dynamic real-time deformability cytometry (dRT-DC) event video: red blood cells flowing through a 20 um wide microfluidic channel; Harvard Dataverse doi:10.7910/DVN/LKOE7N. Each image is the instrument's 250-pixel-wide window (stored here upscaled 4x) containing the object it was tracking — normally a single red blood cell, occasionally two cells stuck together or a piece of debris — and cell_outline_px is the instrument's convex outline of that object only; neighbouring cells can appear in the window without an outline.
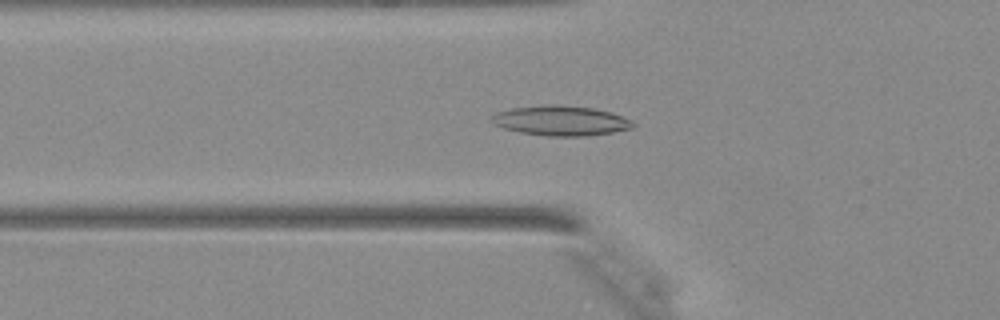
{"species": "Egyptian fruit bat (a non-hibernating species)", "species_latin": "Rousettus aegyptiacus", "temperature_condition": "warm", "stored_images_in_passage": 45, "camera_frame_rate_fps": 3000, "um_per_image_px": 0.085, "animal": {"sex": "female"}, "frame": {"image": 1, "passage_image": 17, "time_ms": 5.333, "image_size_px": [1000, 320], "cell_outline_px": [[636, 124], [632, 128], [612, 132], [588, 136], [548, 136], [520, 132], [504, 128], [496, 124], [492, 120], [492, 116], [496, 112], [512, 108], [556, 104], [560, 104], [596, 108], [632, 120]], "centroid_in_image_um": [47.7, 10.25], "position_along_channel_um": 78.1, "area_um2": 24.45}}
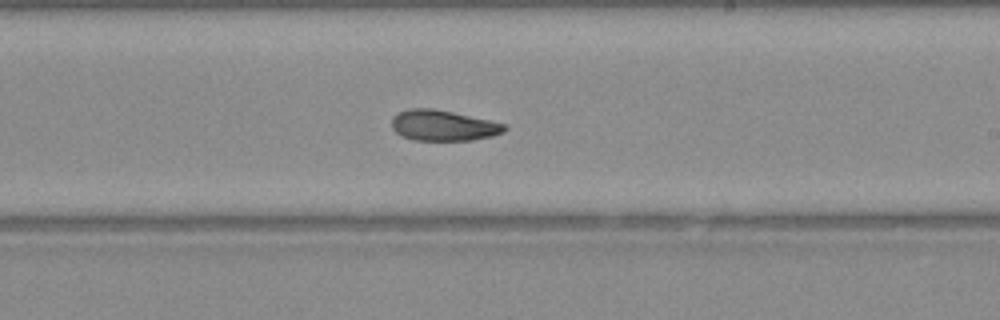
{"frame": {"image": 2, "passage_image": 28, "time_ms": 9.0, "image_size_px": [1000, 320], "cell_outline_px": [[508, 128], [504, 132], [492, 136], [472, 140], [412, 140], [396, 132], [392, 128], [392, 116], [396, 112], [408, 108], [432, 108], [452, 112], [488, 120], [504, 124]], "centroid_in_image_um": [37.64, 10.66], "position_along_channel_um": 251.4, "area_um2": 20.11}}
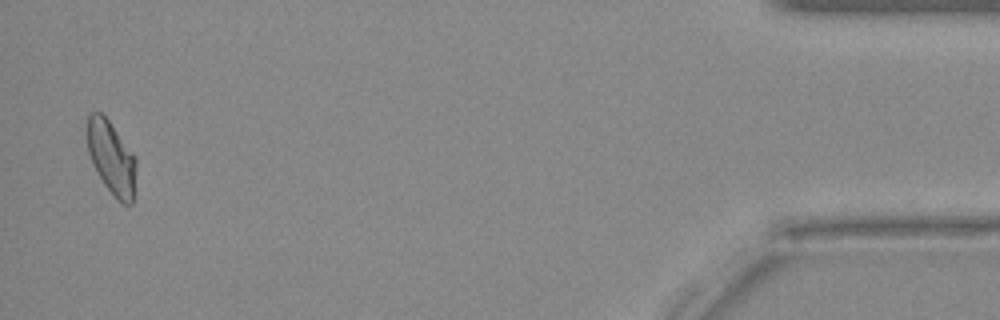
{"frame": {"image": 3, "passage_image": 44, "time_ms": 14.333, "image_size_px": [1000, 320], "cell_outline_px": [[136, 164], [132, 204], [120, 204], [104, 184], [96, 172], [92, 164], [88, 152], [88, 116], [92, 112], [100, 112], [108, 120], [136, 156]], "centroid_in_image_um": [9.48, 13.44], "position_along_channel_um": 425.7, "area_um2": 20.75}}